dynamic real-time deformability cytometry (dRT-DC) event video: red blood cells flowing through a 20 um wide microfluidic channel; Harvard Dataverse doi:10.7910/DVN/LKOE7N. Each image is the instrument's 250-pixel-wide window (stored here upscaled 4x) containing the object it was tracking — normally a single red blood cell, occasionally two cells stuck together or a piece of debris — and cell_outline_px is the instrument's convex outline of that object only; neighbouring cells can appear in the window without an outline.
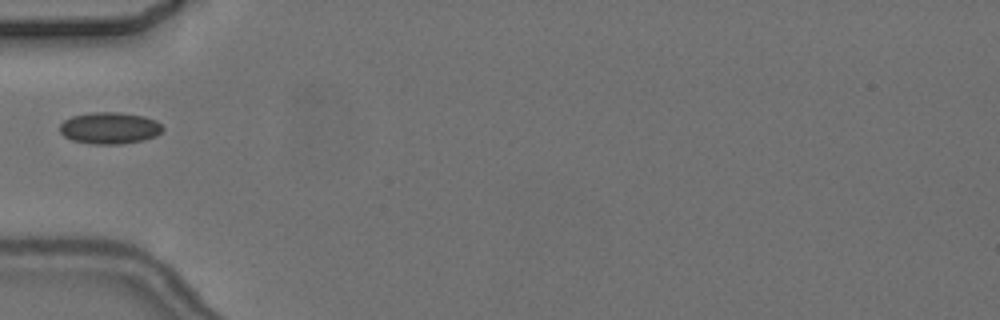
{"species": "common noctule bat (a hibernating species)", "species_latin": "Nyctalus noctula", "temperature_condition": "cold", "stored_images_in_passage": 2, "camera_frame_rate_fps": 3000, "um_per_image_px": 0.085, "animal": {"sex": "female", "body_mass_g": 24.6, "forearm_length_mm": 56.2}, "frame": {"image": 1, "passage_image": 1, "time_ms": 0.0, "image_size_px": [1000, 320], "cell_outline_px": [[164, 128], [156, 136], [144, 140], [120, 144], [92, 144], [72, 140], [64, 136], [60, 132], [60, 124], [64, 120], [72, 116], [88, 112], [120, 112], [144, 116], [156, 120]], "centroid_in_image_um": [9.31, 10.88], "position_along_channel_um": 75.7, "area_um2": 19.13}}
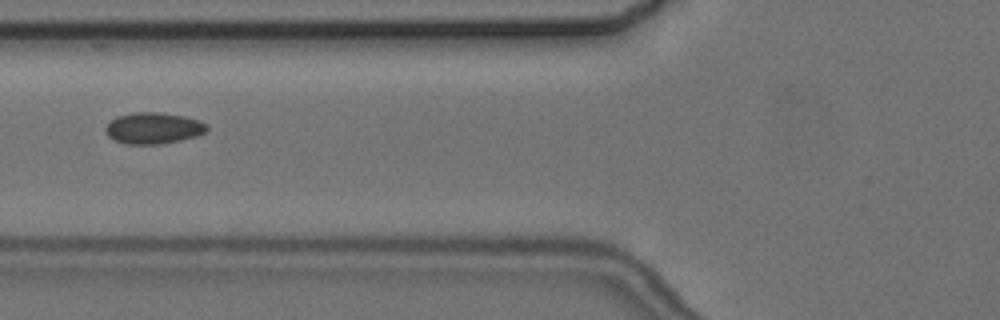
{"frame": {"image": 2, "passage_image": 2, "time_ms": 1.0, "image_size_px": [1000, 320], "cell_outline_px": [[208, 128], [204, 132], [196, 136], [180, 140], [160, 144], [124, 144], [108, 136], [104, 128], [116, 116], [132, 112], [160, 112], [184, 116], [200, 120], [208, 124]], "centroid_in_image_um": [13.04, 10.88], "position_along_channel_um": 112.8, "area_um2": 18.55}}